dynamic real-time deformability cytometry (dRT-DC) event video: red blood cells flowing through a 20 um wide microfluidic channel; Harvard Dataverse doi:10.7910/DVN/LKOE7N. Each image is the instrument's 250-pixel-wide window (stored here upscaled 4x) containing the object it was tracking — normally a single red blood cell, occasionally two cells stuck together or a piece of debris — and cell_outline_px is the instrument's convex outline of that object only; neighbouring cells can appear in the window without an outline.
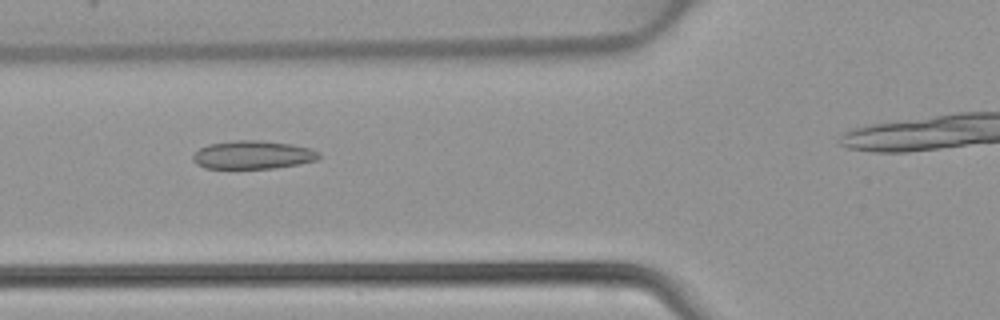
{"species": "common noctule bat (a hibernating species)", "species_latin": "Nyctalus noctula", "temperature_condition": "warm", "stored_images_in_passage": 32, "camera_frame_rate_fps": 3000, "um_per_image_px": 0.085, "animal": {"sex": "female", "body_mass_g": 22.7, "forearm_length_mm": 54.2}, "frame": {"image": 1, "passage_image": 10, "time_ms": 3.0, "image_size_px": [1000, 320], "cell_outline_px": [[320, 156], [316, 160], [276, 168], [204, 168], [196, 164], [192, 160], [192, 156], [200, 148], [208, 144], [236, 140], [260, 140], [292, 144], [312, 148], [320, 152]], "centroid_in_image_um": [21.49, 13.15], "position_along_channel_um": 104.3, "area_um2": 20.81}}
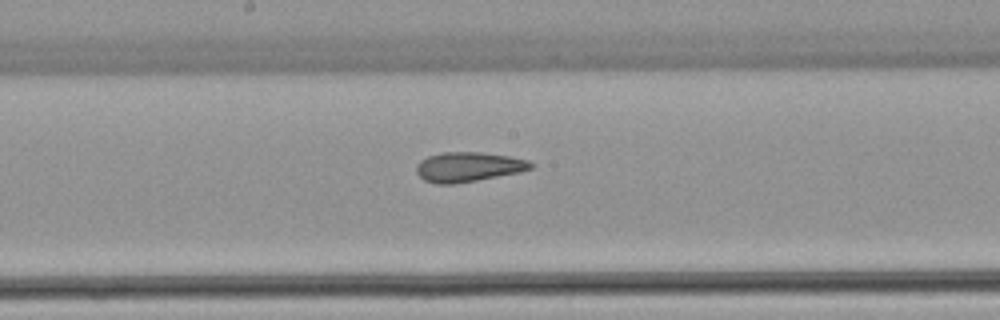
{"frame": {"image": 2, "passage_image": 17, "time_ms": 5.333, "image_size_px": [1000, 320], "cell_outline_px": [[536, 164], [532, 168], [520, 172], [456, 184], [436, 184], [424, 180], [416, 172], [416, 164], [420, 160], [428, 156], [440, 152], [480, 152], [508, 156], [528, 160]], "centroid_in_image_um": [39.79, 14.19], "position_along_channel_um": 208.4, "area_um2": 19.94}}
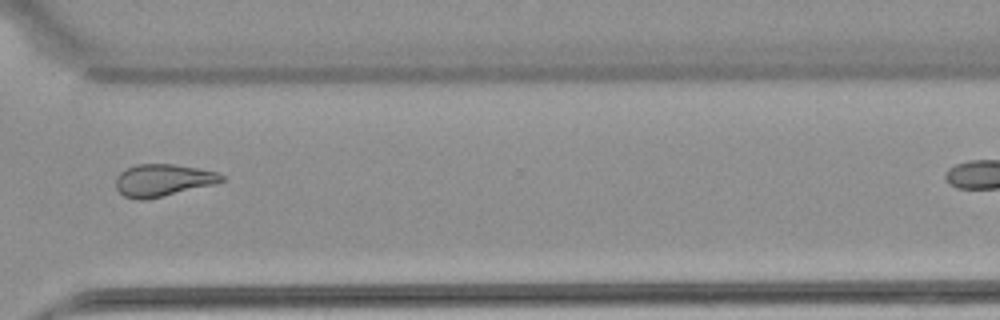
{"frame": {"image": 3, "passage_image": 27, "time_ms": 8.667, "image_size_px": [1000, 320], "cell_outline_px": [[224, 180], [216, 184], [144, 200], [136, 200], [124, 196], [116, 188], [116, 176], [120, 172], [136, 164], [172, 164], [196, 168], [216, 172], [224, 176]], "centroid_in_image_um": [13.83, 15.32], "position_along_channel_um": 356.8, "area_um2": 19.71}}